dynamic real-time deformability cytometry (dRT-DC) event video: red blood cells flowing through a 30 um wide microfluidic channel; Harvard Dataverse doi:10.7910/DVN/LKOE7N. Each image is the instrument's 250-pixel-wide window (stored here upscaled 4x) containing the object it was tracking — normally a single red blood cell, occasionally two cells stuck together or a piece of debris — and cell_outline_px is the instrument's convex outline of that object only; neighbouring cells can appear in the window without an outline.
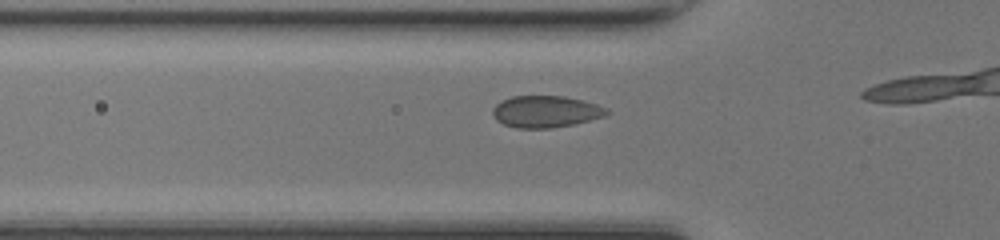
{"species": "common noctule bat (a hibernating species)", "species_latin": "Nyctalus noctula", "temperature_condition": "room temperature", "stored_images_in_passage": 16, "camera_frame_rate_fps": 3000, "um_per_image_px": 0.085, "animal": {"sex": "female", "body_mass_g": 17.0, "forearm_length_mm": 48.0}, "frame": {"image": 1, "passage_image": 12, "time_ms": 3.667, "image_size_px": [1000, 240], "cell_outline_px": [[612, 112], [604, 116], [572, 124], [552, 128], [516, 128], [504, 124], [496, 120], [492, 112], [492, 108], [500, 100], [512, 96], [564, 96], [596, 104], [608, 108]], "centroid_in_image_um": [46.36, 9.48], "position_along_channel_um": 79.4, "area_um2": 21.1}}